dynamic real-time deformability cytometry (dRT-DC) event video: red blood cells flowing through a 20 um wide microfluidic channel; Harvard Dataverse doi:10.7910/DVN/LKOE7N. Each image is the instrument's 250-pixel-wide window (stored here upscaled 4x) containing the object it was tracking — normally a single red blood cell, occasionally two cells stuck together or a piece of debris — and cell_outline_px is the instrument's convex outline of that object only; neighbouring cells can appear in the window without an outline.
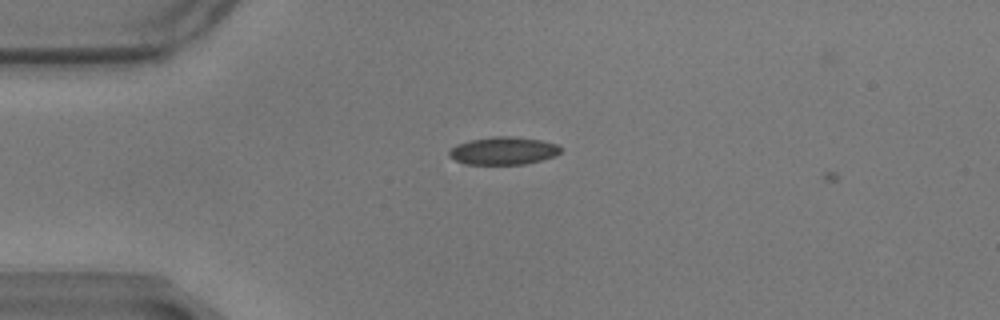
{"species": "common noctule bat (a hibernating species)", "species_latin": "Nyctalus noctula", "temperature_condition": "warm", "stored_images_in_passage": 10, "camera_frame_rate_fps": 3000, "um_per_image_px": 0.085, "animal": {"sex": "male", "body_mass_g": 17.9}, "frame": {"image": 1, "passage_image": 6, "time_ms": 1.667, "image_size_px": [1000, 320], "cell_outline_px": [[560, 152], [556, 156], [524, 164], [464, 164], [448, 156], [448, 152], [456, 144], [472, 140], [492, 136], [508, 136], [540, 140], [556, 144], [560, 148]], "centroid_in_image_um": [42.76, 12.82], "position_along_channel_um": 42.2, "area_um2": 17.86}}